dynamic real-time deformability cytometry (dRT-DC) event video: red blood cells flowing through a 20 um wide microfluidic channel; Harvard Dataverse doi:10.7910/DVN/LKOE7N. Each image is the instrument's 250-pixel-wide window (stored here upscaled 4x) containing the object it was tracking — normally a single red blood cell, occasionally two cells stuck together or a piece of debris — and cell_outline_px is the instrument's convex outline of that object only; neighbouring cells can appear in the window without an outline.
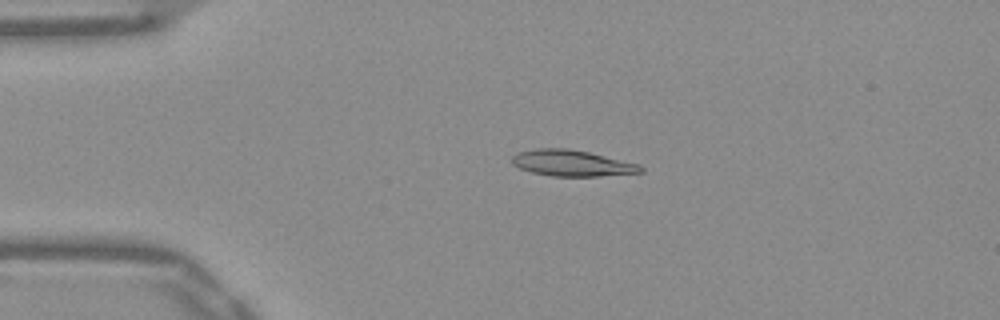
{"species": "Egyptian fruit bat (a non-hibernating species)", "species_latin": "Rousettus aegyptiacus", "temperature_condition": "warm", "stored_images_in_passage": 52, "camera_frame_rate_fps": 3000, "um_per_image_px": 0.085, "frame": {"image": 1, "passage_image": 11, "time_ms": 3.333, "image_size_px": [1000, 320], "cell_outline_px": [[644, 172], [600, 176], [552, 176], [532, 172], [520, 168], [512, 164], [512, 156], [516, 152], [536, 148], [568, 148], [588, 152], [640, 164], [644, 168]], "centroid_in_image_um": [48.61, 13.86], "position_along_channel_um": 36.4, "area_um2": 19.65}}
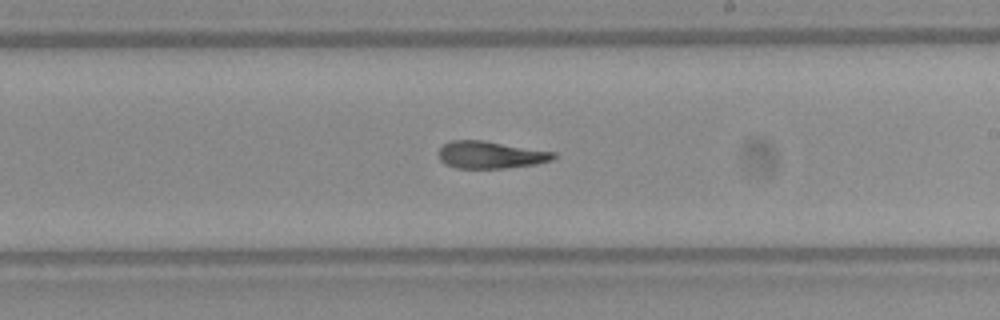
{"frame": {"image": 2, "passage_image": 30, "time_ms": 9.667, "image_size_px": [1000, 320], "cell_outline_px": [[556, 156], [552, 160], [536, 164], [504, 168], [456, 168], [444, 164], [440, 160], [440, 148], [448, 140], [484, 140], [556, 152]], "centroid_in_image_um": [41.7, 13.15], "position_along_channel_um": 247.3, "area_um2": 18.32}}
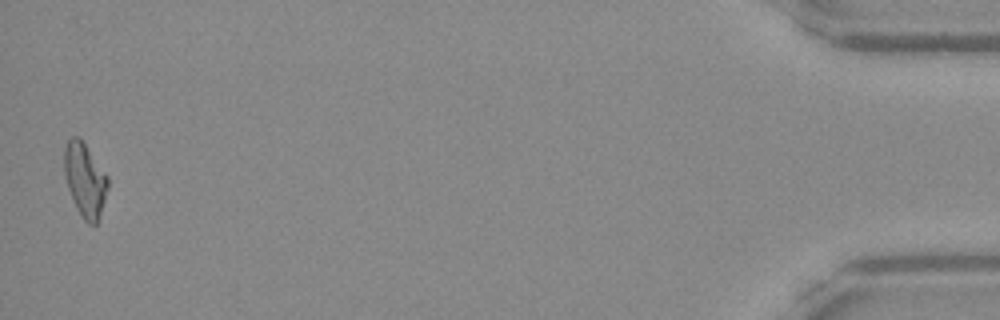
{"frame": {"image": 3, "passage_image": 51, "time_ms": 16.667, "image_size_px": [1000, 320], "cell_outline_px": [[108, 188], [96, 224], [88, 224], [84, 220], [76, 208], [68, 188], [64, 172], [64, 148], [68, 140], [72, 136], [80, 136], [108, 176]], "centroid_in_image_um": [7.21, 15.24], "position_along_channel_um": 428.0, "area_um2": 18.67}, "authors_computed_cell_mechanics": {"area_um2": 18.785, "velocity_mm_per_s": 3.9053, "shape_relaxation_time_tau1_ms": null, "shape_relaxation_time_tau2_ms": 4.6215, "deformation_change_tau1": null, "deformation_change_tau2": 0.1459}}